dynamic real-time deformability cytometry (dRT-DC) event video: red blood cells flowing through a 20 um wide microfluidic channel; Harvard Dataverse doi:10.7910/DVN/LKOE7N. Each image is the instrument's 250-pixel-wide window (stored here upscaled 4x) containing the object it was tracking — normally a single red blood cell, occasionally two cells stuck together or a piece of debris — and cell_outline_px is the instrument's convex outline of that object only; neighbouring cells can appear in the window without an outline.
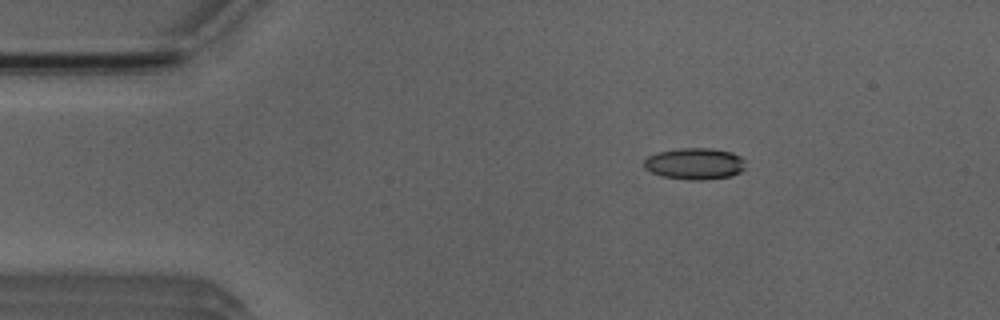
{"species": "Egyptian fruit bat (a non-hibernating species)", "species_latin": "Rousettus aegyptiacus", "temperature_condition": "room temperature", "stored_images_in_passage": 5, "camera_frame_rate_fps": 3000, "um_per_image_px": 0.085, "animal": {"sex": "male"}, "frame": {"image": 1, "passage_image": 2, "time_ms": 1.0, "image_size_px": [1000, 320], "cell_outline_px": [[744, 168], [740, 172], [732, 176], [704, 180], [688, 180], [664, 176], [652, 172], [644, 168], [644, 160], [648, 156], [656, 152], [680, 148], [712, 148], [732, 152], [740, 156], [744, 160]], "centroid_in_image_um": [59.06, 13.91], "position_along_channel_um": 25.9, "area_um2": 18.73}}